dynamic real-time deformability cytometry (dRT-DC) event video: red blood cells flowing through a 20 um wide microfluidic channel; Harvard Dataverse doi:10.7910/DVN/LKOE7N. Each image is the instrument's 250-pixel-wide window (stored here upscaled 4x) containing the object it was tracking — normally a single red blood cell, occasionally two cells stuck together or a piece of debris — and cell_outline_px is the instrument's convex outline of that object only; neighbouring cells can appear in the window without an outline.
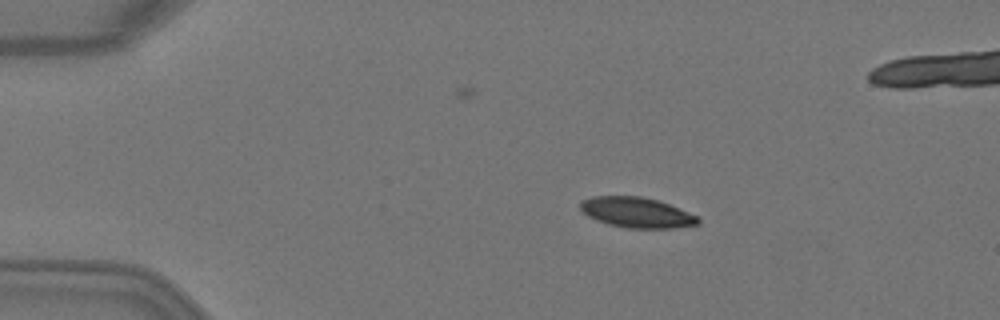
{"species": "Egyptian fruit bat (a non-hibernating species)", "species_latin": "Rousettus aegyptiacus", "temperature_condition": "warm", "stored_images_in_passage": 3, "camera_frame_rate_fps": 3000, "um_per_image_px": 0.085, "animal": {"sex": "female"}, "frame": {"image": 1, "passage_image": 2, "time_ms": 0.333, "image_size_px": [1000, 320], "cell_outline_px": [[700, 224], [672, 228], [628, 228], [608, 224], [596, 220], [588, 216], [580, 208], [580, 200], [592, 196], [640, 196], [660, 200], [688, 212], [696, 216], [700, 220]], "centroid_in_image_um": [54.1, 18.05], "position_along_channel_um": 30.9, "area_um2": 20.87}}